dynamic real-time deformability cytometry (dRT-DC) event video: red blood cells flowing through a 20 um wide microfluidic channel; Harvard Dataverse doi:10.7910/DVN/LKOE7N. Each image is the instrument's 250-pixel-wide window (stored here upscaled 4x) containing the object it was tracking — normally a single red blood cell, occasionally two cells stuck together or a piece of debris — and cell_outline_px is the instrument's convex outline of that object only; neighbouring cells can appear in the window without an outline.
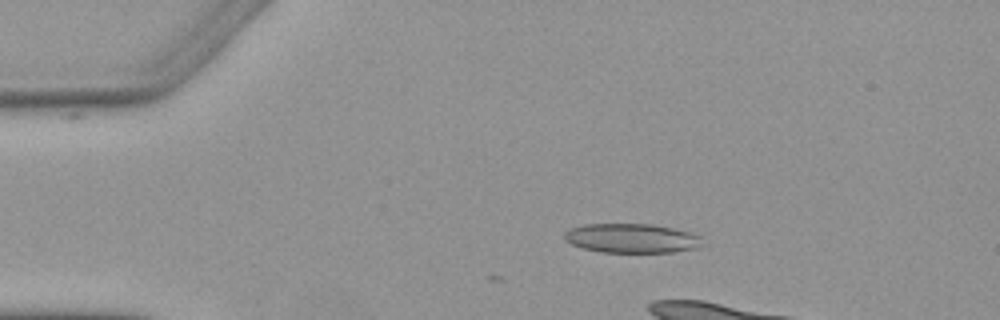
{"species": "Egyptian fruit bat (a non-hibernating species)", "species_latin": "Rousettus aegyptiacus", "temperature_condition": "warm", "stored_images_in_passage": 7, "camera_frame_rate_fps": 3000, "um_per_image_px": 0.085, "animal": {"sex": "female"}, "frame": {"image": 1, "passage_image": 3, "time_ms": 2.333, "image_size_px": [1000, 320], "cell_outline_px": [[704, 236], [700, 244], [696, 248], [672, 252], [600, 252], [584, 248], [572, 244], [564, 240], [564, 232], [568, 228], [584, 224], [652, 224], [692, 232]], "centroid_in_image_um": [53.69, 20.24], "position_along_channel_um": 31.3, "area_um2": 23.7}}